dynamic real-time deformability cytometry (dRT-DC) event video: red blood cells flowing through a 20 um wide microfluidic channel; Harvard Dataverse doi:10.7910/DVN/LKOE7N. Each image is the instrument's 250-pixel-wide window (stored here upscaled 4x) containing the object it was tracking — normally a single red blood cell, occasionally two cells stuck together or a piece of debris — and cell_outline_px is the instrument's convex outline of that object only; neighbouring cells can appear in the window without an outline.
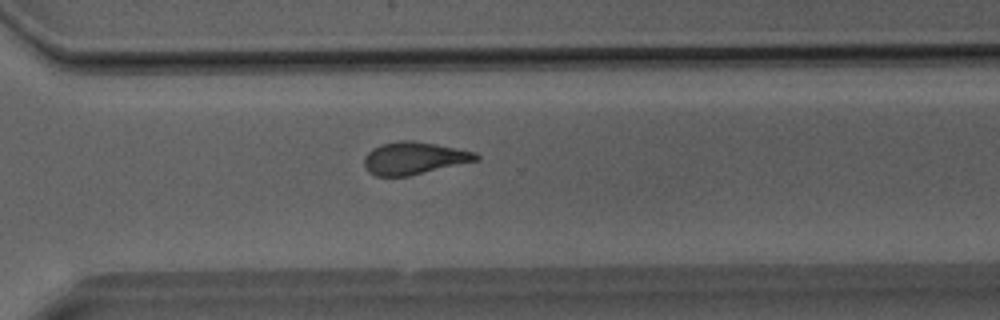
{"species": "Egyptian fruit bat (a non-hibernating species)", "species_latin": "Rousettus aegyptiacus", "temperature_condition": "room temperature", "stored_images_in_passage": 31, "camera_frame_rate_fps": 3000, "um_per_image_px": 0.085, "animal": {"sex": "male"}, "frame": {"image": 1, "passage_image": 20, "time_ms": 6.333, "image_size_px": [1000, 320], "cell_outline_px": [[480, 160], [408, 176], [376, 176], [368, 172], [364, 164], [364, 156], [372, 148], [380, 144], [400, 140], [412, 140], [436, 144], [476, 152], [480, 156]], "centroid_in_image_um": [35.19, 13.44], "position_along_channel_um": 335.4, "area_um2": 21.27}}
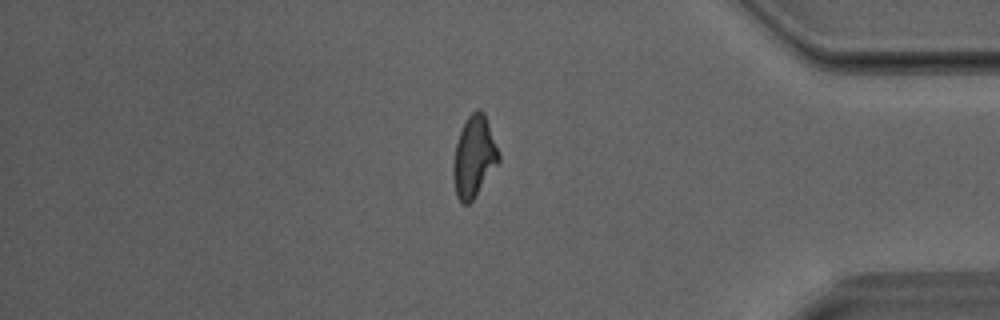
{"frame": {"image": 2, "passage_image": 25, "time_ms": 8.0, "image_size_px": [1000, 320], "cell_outline_px": [[500, 160], [472, 200], [468, 204], [460, 204], [456, 196], [452, 176], [452, 168], [456, 144], [460, 132], [468, 116], [476, 108], [480, 108], [484, 112], [500, 156]], "centroid_in_image_um": [40.26, 13.33], "position_along_channel_um": 394.9, "area_um2": 21.27}}
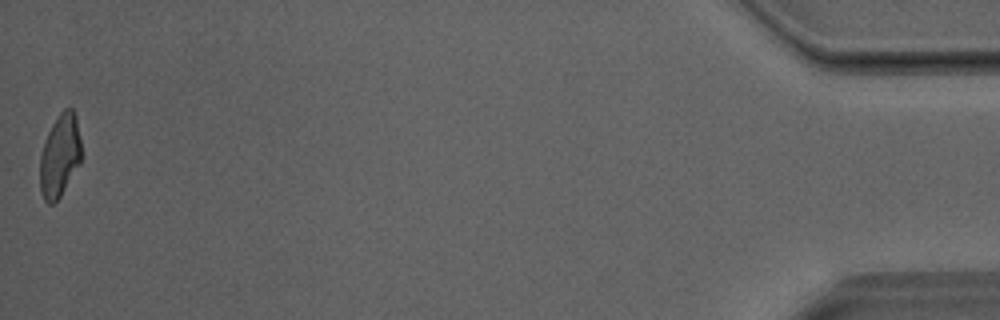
{"frame": {"image": 3, "passage_image": 31, "time_ms": 10.0, "image_size_px": [1000, 320], "cell_outline_px": [[80, 164], [60, 196], [52, 204], [48, 204], [44, 200], [40, 192], [40, 156], [48, 132], [52, 124], [60, 112], [64, 108], [72, 108], [76, 116], [80, 140]], "centroid_in_image_um": [5.07, 13.24], "position_along_channel_um": 430.1, "area_um2": 19.77}}